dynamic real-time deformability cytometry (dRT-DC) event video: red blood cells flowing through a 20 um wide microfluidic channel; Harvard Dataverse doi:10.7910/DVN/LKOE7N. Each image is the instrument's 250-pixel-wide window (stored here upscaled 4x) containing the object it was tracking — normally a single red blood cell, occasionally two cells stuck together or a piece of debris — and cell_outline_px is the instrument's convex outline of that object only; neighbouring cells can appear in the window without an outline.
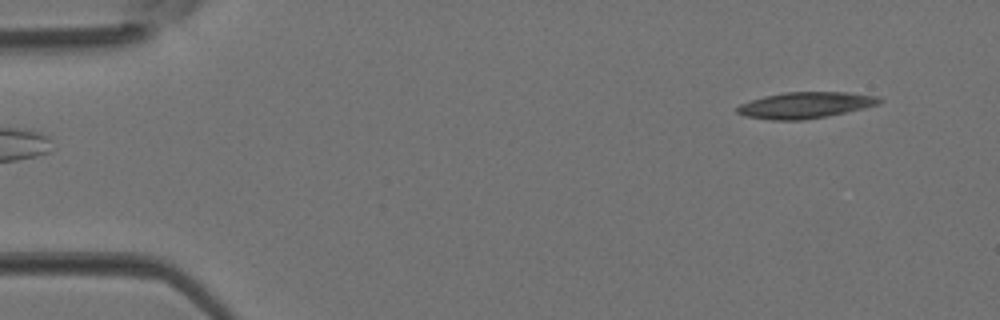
{"species": "Egyptian fruit bat (a non-hibernating species)", "species_latin": "Rousettus aegyptiacus", "temperature_condition": "room temperature", "stored_images_in_passage": 3, "camera_frame_rate_fps": 3000, "um_per_image_px": 0.085, "animal": {"sex": "female"}, "frame": {"image": 1, "passage_image": 3, "time_ms": 0.667, "image_size_px": [1000, 320], "cell_outline_px": [[884, 100], [880, 104], [864, 108], [804, 120], [772, 120], [744, 116], [736, 112], [736, 108], [740, 104], [764, 96], [784, 92], [848, 92], [880, 96]], "centroid_in_image_um": [68.48, 8.93], "position_along_channel_um": 16.5, "area_um2": 21.73}}